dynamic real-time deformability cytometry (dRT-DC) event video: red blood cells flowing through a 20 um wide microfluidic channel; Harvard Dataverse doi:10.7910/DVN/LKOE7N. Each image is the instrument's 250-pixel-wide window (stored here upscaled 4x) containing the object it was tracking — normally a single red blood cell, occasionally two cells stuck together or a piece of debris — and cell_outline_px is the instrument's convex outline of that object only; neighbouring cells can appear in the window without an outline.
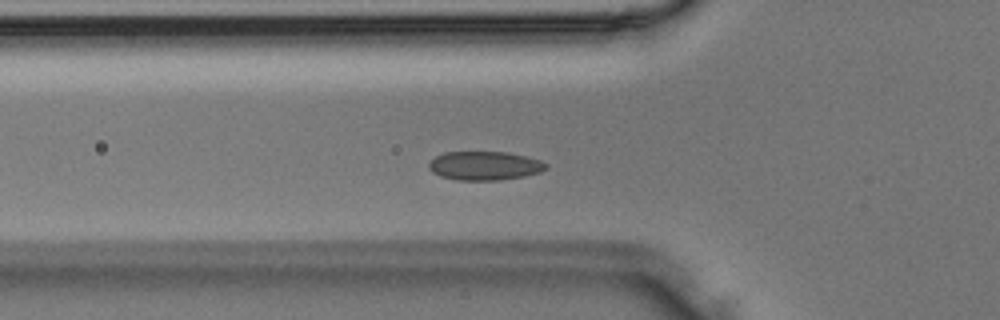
{"species": "Egyptian fruit bat (a non-hibernating species)", "species_latin": "Rousettus aegyptiacus", "temperature_condition": "room temperature", "stored_images_in_passage": 30, "camera_frame_rate_fps": 3000, "um_per_image_px": 0.085, "animal": {"sex": "male"}, "frame": {"image": 1, "passage_image": 7, "time_ms": 2.0, "image_size_px": [1000, 320], "cell_outline_px": [[548, 168], [540, 172], [524, 176], [500, 180], [456, 180], [440, 176], [432, 172], [428, 168], [428, 164], [436, 156], [444, 152], [508, 152], [540, 160], [548, 164]], "centroid_in_image_um": [41.19, 14.09], "position_along_channel_um": 84.6, "area_um2": 19.71}}
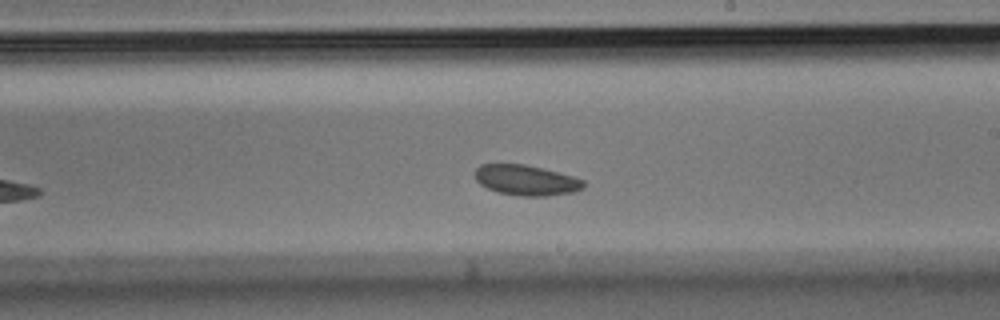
{"frame": {"image": 2, "passage_image": 16, "time_ms": 5.0, "image_size_px": [1000, 320], "cell_outline_px": [[584, 188], [572, 192], [548, 196], [520, 196], [496, 192], [480, 184], [476, 180], [476, 168], [480, 164], [524, 164], [572, 176], [584, 180]], "centroid_in_image_um": [44.71, 15.32], "position_along_channel_um": 244.3, "area_um2": 19.07}}
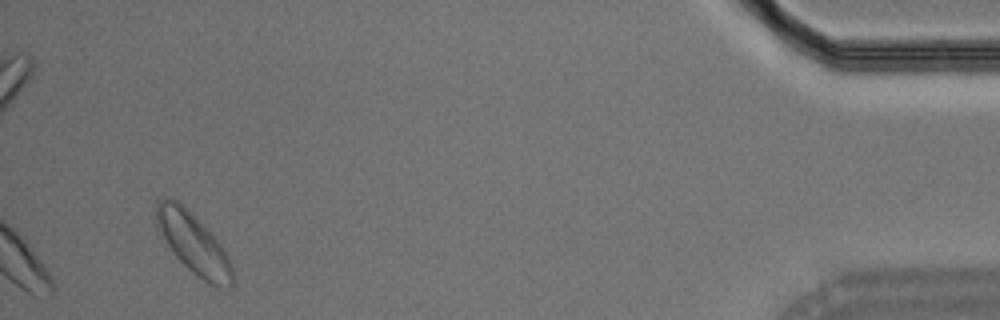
{"frame": {"image": 3, "passage_image": 30, "time_ms": 9.667, "image_size_px": [1000, 320], "cell_outline_px": [[232, 284], [212, 284], [204, 280], [192, 272], [176, 256], [156, 228], [156, 200], [164, 196], [172, 196], [192, 212], [220, 244], [228, 256], [232, 268]], "centroid_in_image_um": [16.35, 20.56], "position_along_channel_um": 418.8, "area_um2": 26.36}}